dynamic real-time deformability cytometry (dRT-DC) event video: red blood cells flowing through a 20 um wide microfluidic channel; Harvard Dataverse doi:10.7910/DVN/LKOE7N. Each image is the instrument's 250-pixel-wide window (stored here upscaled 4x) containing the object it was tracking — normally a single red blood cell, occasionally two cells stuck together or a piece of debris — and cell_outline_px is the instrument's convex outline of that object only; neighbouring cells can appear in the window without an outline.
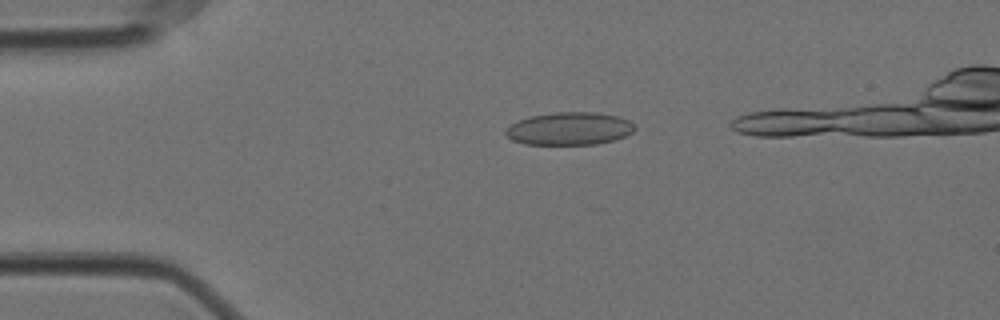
{"species": "Egyptian fruit bat (a non-hibernating species)", "species_latin": "Rousettus aegyptiacus", "temperature_condition": "cold", "stored_images_in_passage": 32, "camera_frame_rate_fps": 3000, "um_per_image_px": 0.085, "animal": {"sex": "female"}, "frame": {"image": 1, "passage_image": 10, "time_ms": 3.0, "image_size_px": [1000, 320], "cell_outline_px": [[636, 128], [632, 132], [624, 136], [612, 140], [596, 144], [524, 144], [512, 140], [504, 132], [512, 124], [520, 120], [532, 116], [556, 112], [596, 112], [616, 116], [628, 120]], "centroid_in_image_um": [48.4, 10.93], "position_along_channel_um": 36.6, "area_um2": 24.28}}
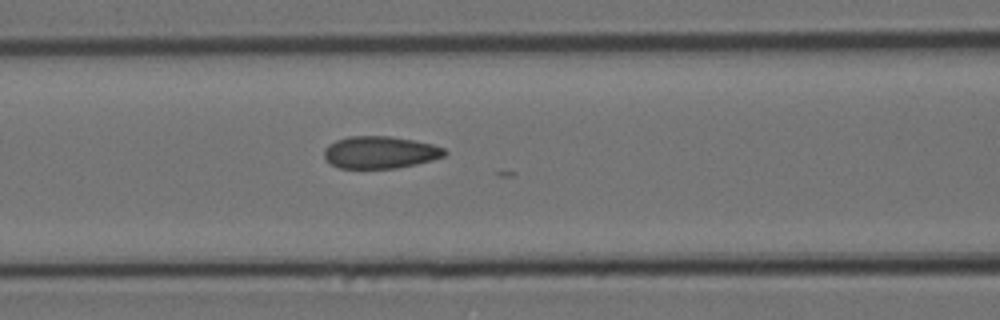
{"frame": {"image": 2, "passage_image": 21, "time_ms": 6.667, "image_size_px": [1000, 320], "cell_outline_px": [[448, 152], [444, 156], [432, 160], [416, 164], [396, 168], [340, 168], [332, 164], [324, 156], [324, 148], [328, 144], [336, 140], [348, 136], [388, 136], [412, 140], [432, 144], [444, 148]], "centroid_in_image_um": [32.3, 12.94], "position_along_channel_um": 134.3, "area_um2": 22.54}}
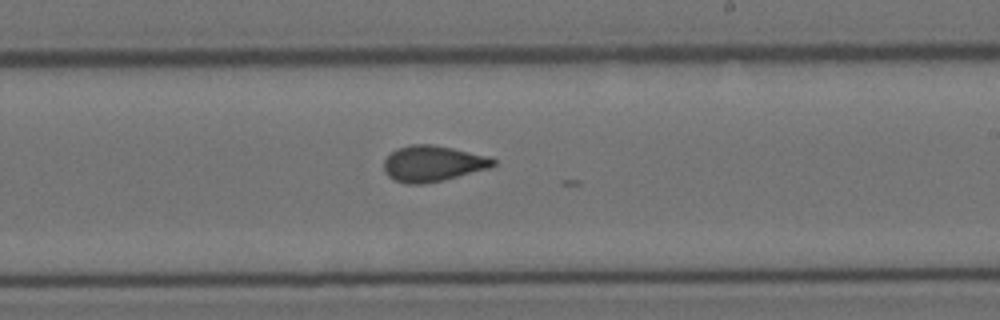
{"frame": {"image": 3, "passage_image": 31, "time_ms": 10.0, "image_size_px": [1000, 320], "cell_outline_px": [[496, 164], [492, 168], [444, 180], [424, 184], [408, 184], [396, 180], [388, 176], [384, 172], [384, 160], [396, 148], [412, 144], [432, 144], [452, 148], [488, 156], [496, 160]], "centroid_in_image_um": [36.81, 13.91], "position_along_channel_um": 252.2, "area_um2": 23.0}}